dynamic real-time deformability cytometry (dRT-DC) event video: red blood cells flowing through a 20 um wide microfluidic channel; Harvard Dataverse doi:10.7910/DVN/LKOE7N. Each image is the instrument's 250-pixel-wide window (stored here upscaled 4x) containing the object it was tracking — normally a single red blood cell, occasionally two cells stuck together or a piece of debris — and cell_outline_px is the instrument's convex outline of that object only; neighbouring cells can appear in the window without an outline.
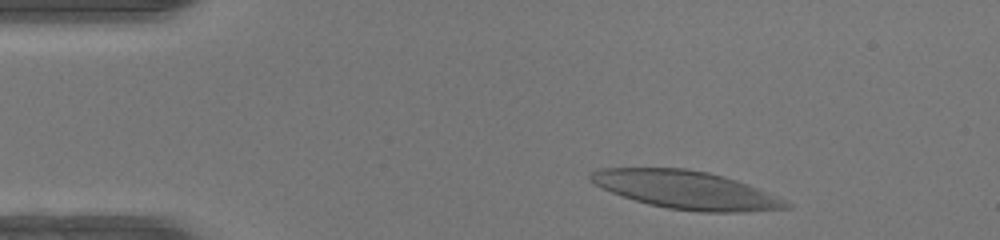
{"species": "human", "species_latin": "Homo sapiens", "temperature_condition": "warm", "stored_images_in_passage": 45, "camera_frame_rate_fps": 3000, "um_per_image_px": 0.085, "donor": {"sex": "female"}, "frame": {"image": 1, "passage_image": 4, "time_ms": 1.0, "image_size_px": [1000, 240], "cell_outline_px": [[792, 208], [740, 212], [700, 212], [668, 208], [648, 204], [612, 192], [588, 180], [588, 176], [592, 172], [600, 168], [684, 168], [708, 172], [724, 176], [748, 184], [776, 196], [792, 204]], "centroid_in_image_um": [58.34, 16.14], "position_along_channel_um": 26.7, "area_um2": 43.06}}
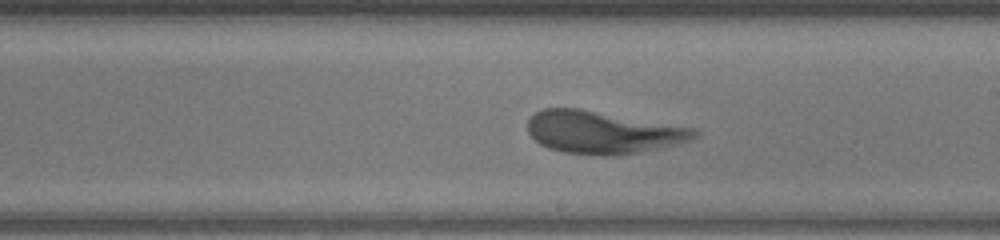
{"frame": {"image": 2, "passage_image": 24, "time_ms": 7.667, "image_size_px": [1000, 240], "cell_outline_px": [[700, 136], [692, 140], [676, 144], [640, 152], [616, 156], [600, 156], [564, 152], [548, 148], [540, 144], [528, 132], [528, 120], [536, 112], [544, 108], [580, 108], [696, 128], [700, 132]], "centroid_in_image_um": [51.28, 11.25], "position_along_channel_um": 237.7, "area_um2": 41.62}}
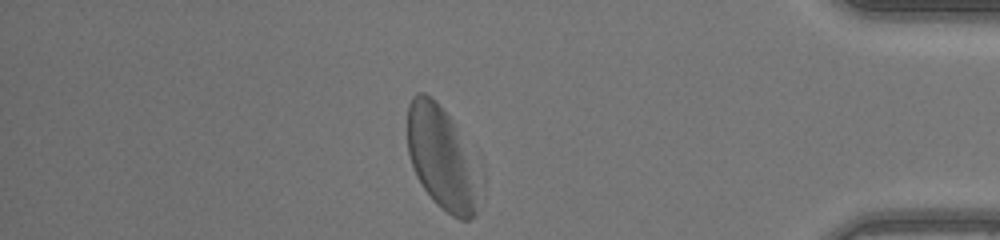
{"frame": {"image": 3, "passage_image": 38, "time_ms": 12.333, "image_size_px": [1000, 240], "cell_outline_px": [[476, 184], [472, 216], [468, 220], [460, 220], [452, 216], [436, 204], [432, 200], [416, 176], [408, 152], [408, 104], [412, 96], [416, 92], [424, 92], [432, 96], [436, 100], [452, 120], [476, 180]], "centroid_in_image_um": [37.39, 13.36], "position_along_channel_um": 397.8, "area_um2": 40.81}, "authors_computed_cell_mechanics": {"area_um2": 41.4426, "velocity_mm_per_s": 4.2007, "shape_relaxation_time_tau1_ms": 3.75, "shape_relaxation_time_tau2_ms": 0.9955, "deformation_change_tau1": 0.1764, "deformation_change_tau2": 0.0953}}